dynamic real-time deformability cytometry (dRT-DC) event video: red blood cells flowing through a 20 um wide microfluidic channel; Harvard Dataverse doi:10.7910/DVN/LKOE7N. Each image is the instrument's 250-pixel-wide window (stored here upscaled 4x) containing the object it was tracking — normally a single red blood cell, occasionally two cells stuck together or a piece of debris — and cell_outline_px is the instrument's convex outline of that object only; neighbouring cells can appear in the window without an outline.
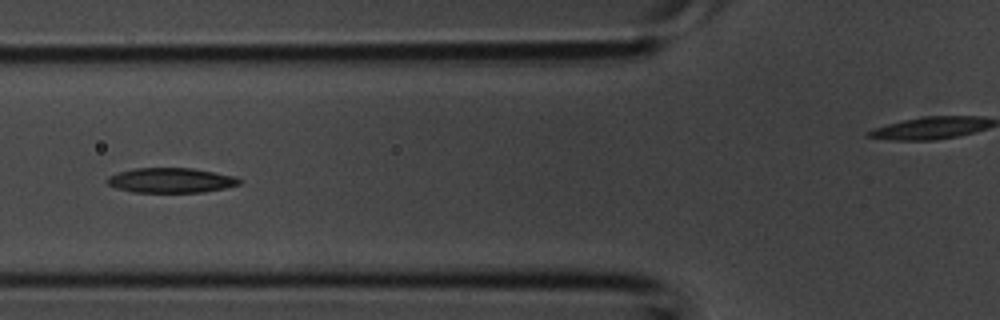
{"species": "common noctule bat (a hibernating species)", "species_latin": "Nyctalus noctula", "temperature_condition": "room temperature", "stored_images_in_passage": 5, "segment_of_instrument_passage": [1, 2], "camera_frame_rate_fps": 3000, "um_per_image_px": 0.085, "animal": {"sex": "male", "body_mass_g": 20.1, "forearm_length_mm": 53.5}, "frame": {"image": 1, "passage_image": 4, "time_ms": 1.0, "image_size_px": [1000, 320], "cell_outline_px": [[240, 184], [224, 188], [204, 192], [132, 192], [116, 188], [108, 184], [108, 176], [132, 168], [192, 168], [236, 176], [240, 180]], "centroid_in_image_um": [14.53, 15.32], "position_along_channel_um": 111.3, "area_um2": 19.07}}